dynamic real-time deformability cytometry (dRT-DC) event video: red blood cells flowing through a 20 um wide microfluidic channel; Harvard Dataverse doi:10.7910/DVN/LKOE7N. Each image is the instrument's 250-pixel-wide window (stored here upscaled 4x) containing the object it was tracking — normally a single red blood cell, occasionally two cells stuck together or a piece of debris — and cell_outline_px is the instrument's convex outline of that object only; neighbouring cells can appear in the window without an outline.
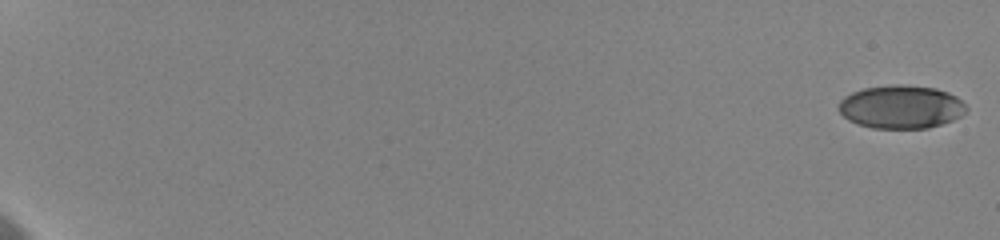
{"species": "human", "species_latin": "Homo sapiens", "temperature_condition": "cold", "stored_images_in_passage": 8, "camera_frame_rate_fps": 3000, "um_per_image_px": 0.085, "donor": {"sex": "female"}, "frame": {"image": 1, "passage_image": 1, "time_ms": 0.0, "image_size_px": [1000, 240], "cell_outline_px": [[968, 108], [960, 116], [952, 120], [928, 128], [872, 128], [856, 124], [848, 120], [840, 112], [840, 100], [844, 96], [852, 92], [864, 88], [896, 84], [900, 84], [936, 88], [948, 92], [956, 96]], "centroid_in_image_um": [76.58, 9.08], "position_along_channel_um": 8.4, "area_um2": 32.08}}